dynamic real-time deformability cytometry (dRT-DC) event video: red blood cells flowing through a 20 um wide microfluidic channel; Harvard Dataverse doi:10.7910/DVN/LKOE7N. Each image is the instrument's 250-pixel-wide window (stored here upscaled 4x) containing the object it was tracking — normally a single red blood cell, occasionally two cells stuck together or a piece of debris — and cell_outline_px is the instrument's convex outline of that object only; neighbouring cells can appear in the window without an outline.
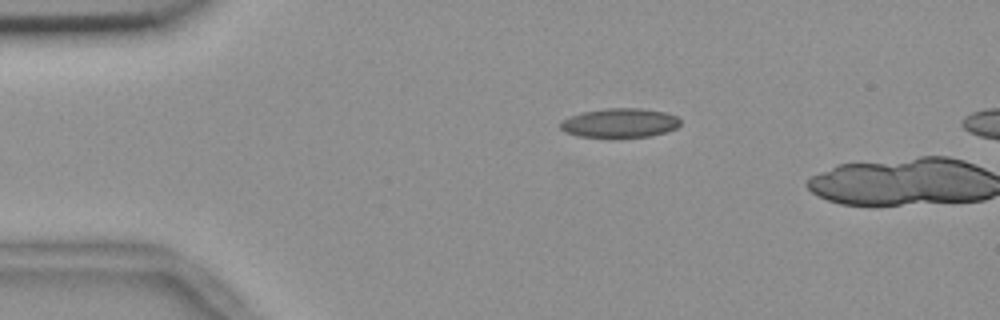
{"species": "common noctule bat (a hibernating species)", "species_latin": "Nyctalus noctula", "temperature_condition": "room temperature", "stored_images_in_passage": 3, "camera_frame_rate_fps": 3000, "um_per_image_px": 0.085, "animal": {"sex": "female", "body_mass_g": 18.4}, "frame": {"image": 1, "passage_image": 1, "time_ms": 0.0, "image_size_px": [1000, 320], "cell_outline_px": [[680, 124], [676, 128], [668, 132], [652, 136], [612, 140], [576, 136], [564, 132], [560, 128], [560, 120], [580, 112], [608, 108], [640, 108], [664, 112], [676, 116], [680, 120]], "centroid_in_image_um": [52.63, 10.5], "position_along_channel_um": 32.4, "area_um2": 21.44}}